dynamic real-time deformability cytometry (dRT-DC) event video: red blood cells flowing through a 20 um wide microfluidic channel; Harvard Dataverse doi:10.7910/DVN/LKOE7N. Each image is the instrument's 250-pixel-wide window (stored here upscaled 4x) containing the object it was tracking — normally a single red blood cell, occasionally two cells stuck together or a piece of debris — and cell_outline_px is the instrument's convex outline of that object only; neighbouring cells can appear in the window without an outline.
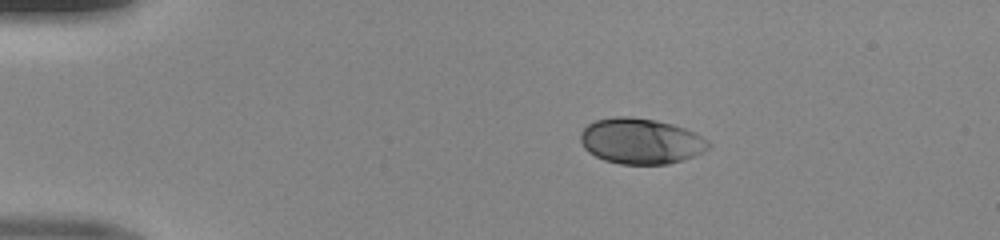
{"species": "human", "species_latin": "Homo sapiens", "temperature_condition": "room temperature", "stored_images_in_passage": 41, "camera_frame_rate_fps": 3000, "um_per_image_px": 0.085, "donor": {"sex": "male"}, "frame": {"image": 1, "passage_image": 1, "time_ms": 0.0, "image_size_px": [1000, 240], "cell_outline_px": [[712, 144], [704, 152], [696, 156], [668, 164], [620, 164], [604, 160], [588, 152], [584, 148], [580, 140], [580, 132], [588, 124], [596, 120], [616, 116], [628, 116], [656, 120], [672, 124], [684, 128], [708, 140]], "centroid_in_image_um": [54.46, 12.0], "position_along_channel_um": 30.5, "area_um2": 34.16}}
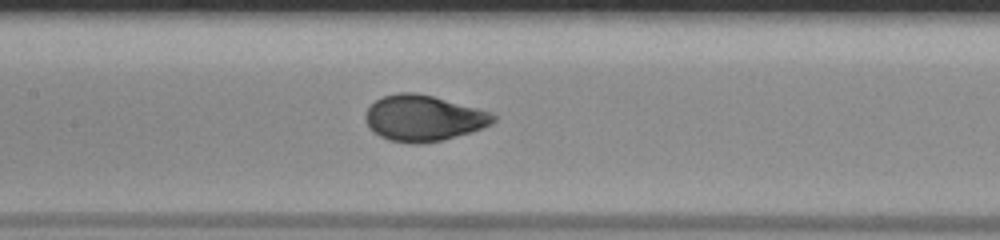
{"frame": {"image": 2, "passage_image": 16, "time_ms": 5.0, "image_size_px": [1000, 240], "cell_outline_px": [[496, 120], [492, 124], [484, 128], [444, 140], [424, 144], [412, 144], [388, 140], [380, 136], [368, 128], [364, 120], [364, 116], [368, 108], [376, 100], [384, 96], [396, 92], [416, 92], [432, 96], [492, 112], [496, 116]], "centroid_in_image_um": [35.99, 10.06], "position_along_channel_um": 171.4, "area_um2": 34.56}}
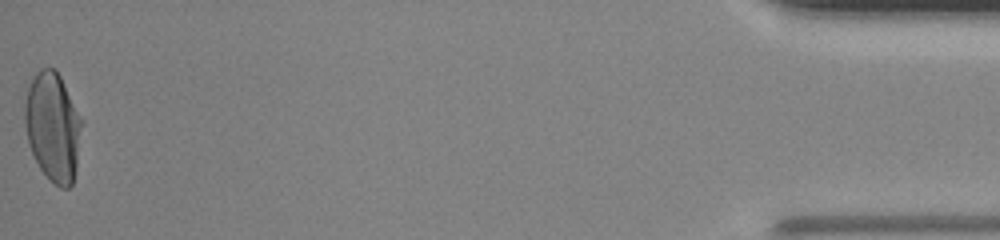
{"frame": {"image": 3, "passage_image": 41, "time_ms": 13.333, "image_size_px": [1000, 240], "cell_outline_px": [[84, 120], [76, 168], [72, 184], [68, 188], [60, 188], [40, 168], [28, 144], [24, 120], [24, 108], [28, 88], [32, 76], [40, 68], [52, 68], [60, 76]], "centroid_in_image_um": [4.51, 10.75], "position_along_channel_um": 430.7, "area_um2": 36.3}}